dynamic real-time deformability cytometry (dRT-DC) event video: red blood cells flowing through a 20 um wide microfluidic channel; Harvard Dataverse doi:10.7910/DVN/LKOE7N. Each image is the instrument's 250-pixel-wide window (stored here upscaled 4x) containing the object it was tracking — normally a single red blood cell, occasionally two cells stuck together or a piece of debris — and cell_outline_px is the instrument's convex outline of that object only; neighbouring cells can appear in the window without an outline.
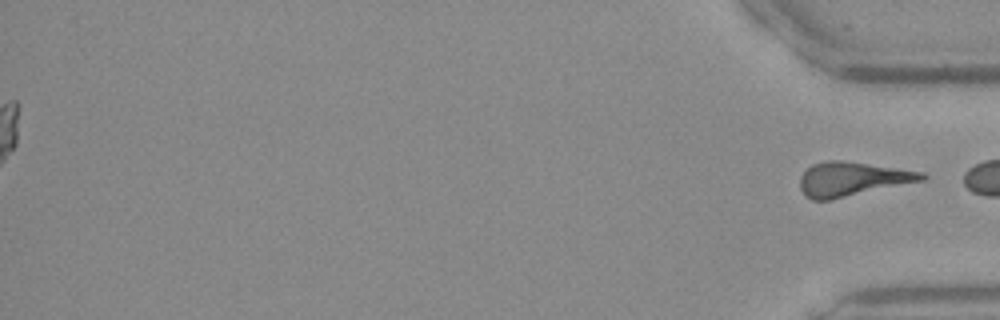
{"species": "Egyptian fruit bat (a non-hibernating species)", "species_latin": "Rousettus aegyptiacus", "temperature_condition": "warm", "stored_images_in_passage": 41, "segment_of_instrument_passage": [2, 2], "camera_frame_rate_fps": 3000, "um_per_image_px": 0.085, "frame": {"image": 1, "passage_image": 41, "time_ms": 13.333, "image_size_px": [1000, 320], "cell_outline_px": [[928, 176], [924, 180], [832, 200], [812, 200], [804, 196], [800, 188], [800, 176], [812, 164], [828, 160], [840, 160], [924, 172]], "centroid_in_image_um": [72.41, 15.23], "position_along_channel_um": 362.8, "area_um2": 24.22}}